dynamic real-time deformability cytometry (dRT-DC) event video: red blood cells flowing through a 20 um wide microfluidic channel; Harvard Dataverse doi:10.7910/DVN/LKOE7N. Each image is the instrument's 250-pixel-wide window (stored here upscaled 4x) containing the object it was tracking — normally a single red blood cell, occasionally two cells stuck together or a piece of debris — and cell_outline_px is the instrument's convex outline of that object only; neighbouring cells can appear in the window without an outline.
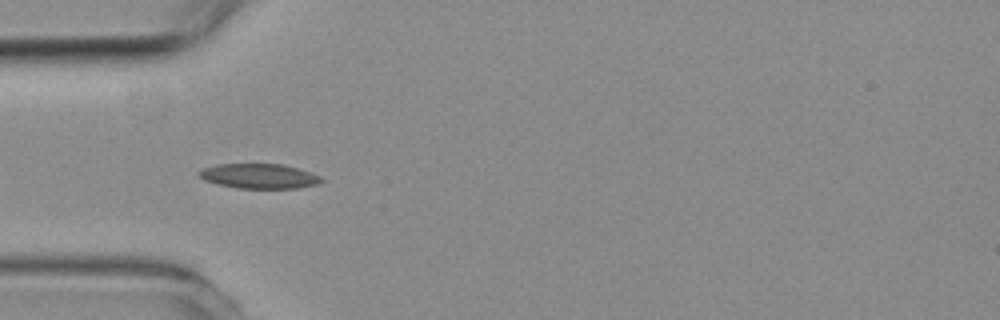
{"species": "common noctule bat (a hibernating species)", "species_latin": "Nyctalus noctula", "temperature_condition": "room temperature", "stored_images_in_passage": 4, "camera_frame_rate_fps": 3000, "um_per_image_px": 0.085, "animal": {"sex": "female", "body_mass_g": 19.3, "forearm_length_mm": 54.1}, "frame": {"image": 1, "passage_image": 3, "time_ms": 2.333, "image_size_px": [1000, 320], "cell_outline_px": [[324, 180], [320, 184], [296, 188], [236, 188], [216, 184], [204, 180], [196, 172], [200, 168], [216, 164], [284, 164], [320, 176]], "centroid_in_image_um": [21.97, 14.97], "position_along_channel_um": 63.0, "area_um2": 17.8}}
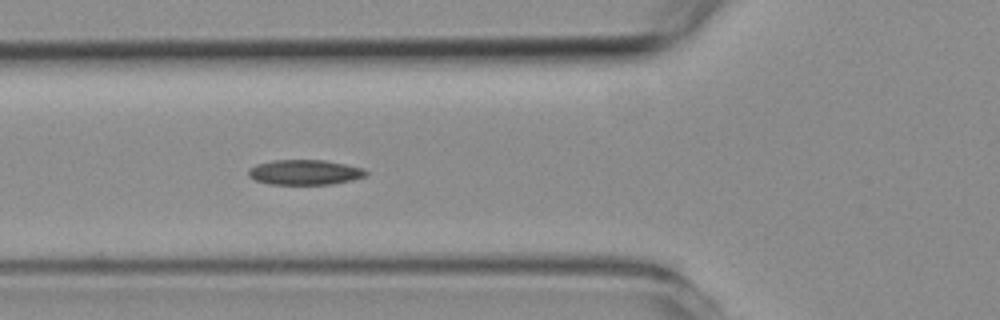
{"frame": {"image": 2, "passage_image": 4, "time_ms": 3.333, "image_size_px": [1000, 320], "cell_outline_px": [[368, 172], [364, 176], [352, 180], [332, 184], [268, 184], [256, 180], [248, 176], [248, 168], [256, 164], [272, 160], [324, 160], [364, 168]], "centroid_in_image_um": [25.87, 14.64], "position_along_channel_um": 99.9, "area_um2": 17.17}}